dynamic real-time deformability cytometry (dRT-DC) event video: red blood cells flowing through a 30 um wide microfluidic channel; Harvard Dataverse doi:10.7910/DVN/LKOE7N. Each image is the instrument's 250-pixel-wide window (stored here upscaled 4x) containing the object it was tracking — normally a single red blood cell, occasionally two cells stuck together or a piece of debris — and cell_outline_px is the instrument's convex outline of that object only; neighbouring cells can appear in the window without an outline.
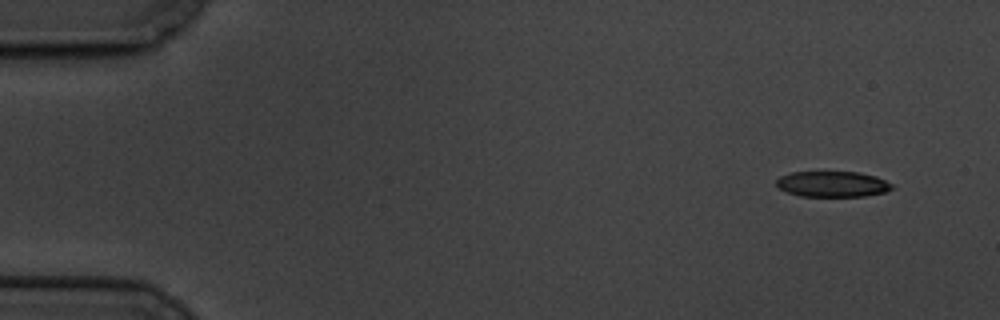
{"species": "common noctule bat (a hibernating species)", "species_latin": "Nyctalus noctula", "temperature_condition": "cold", "stored_images_in_passage": 4, "camera_frame_rate_fps": 3000, "um_per_image_px": 0.085, "animal": {"sex": "male", "body_mass_g": 19.5, "forearm_length_mm": 54.6}, "frame": {"image": 1, "passage_image": 1, "time_ms": 0.0, "image_size_px": [1000, 320], "cell_outline_px": [[896, 188], [884, 192], [864, 196], [800, 196], [776, 188], [776, 180], [780, 176], [792, 172], [860, 172], [876, 176], [892, 184]], "centroid_in_image_um": [70.76, 15.64], "position_along_channel_um": 14.2, "area_um2": 17.4}}
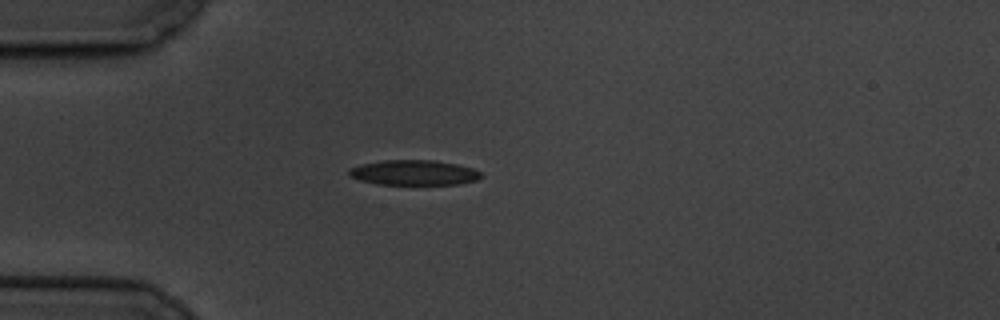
{"frame": {"image": 2, "passage_image": 4, "time_ms": 4.0, "image_size_px": [1000, 320], "cell_outline_px": [[484, 176], [476, 180], [460, 184], [376, 184], [360, 180], [348, 176], [348, 168], [360, 164], [384, 160], [432, 160], [456, 164], [472, 168], [480, 172]], "centroid_in_image_um": [35.15, 14.67], "position_along_channel_um": 49.9, "area_um2": 19.36}}